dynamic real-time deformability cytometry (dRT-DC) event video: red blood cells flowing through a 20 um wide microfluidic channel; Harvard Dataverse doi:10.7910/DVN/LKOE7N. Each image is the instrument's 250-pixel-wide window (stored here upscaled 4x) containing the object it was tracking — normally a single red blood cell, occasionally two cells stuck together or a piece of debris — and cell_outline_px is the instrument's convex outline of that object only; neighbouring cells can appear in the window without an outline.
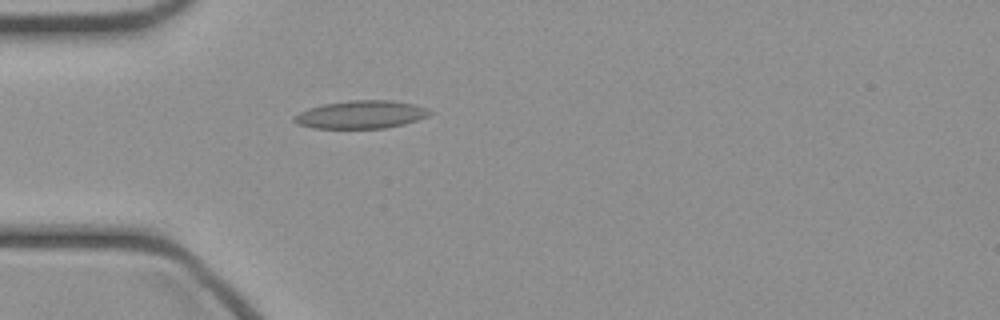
{"species": "common noctule bat (a hibernating species)", "species_latin": "Nyctalus noctula", "temperature_condition": "cold", "stored_images_in_passage": 35, "camera_frame_rate_fps": 3000, "um_per_image_px": 0.085, "animal": {"sex": "female", "body_mass_g": 21.9}, "frame": {"image": 1, "passage_image": 2, "time_ms": 0.333, "image_size_px": [1000, 320], "cell_outline_px": [[432, 112], [428, 116], [404, 124], [384, 128], [312, 128], [296, 124], [292, 120], [292, 116], [308, 108], [324, 104], [348, 100], [392, 100], [412, 104], [428, 108]], "centroid_in_image_um": [30.65, 9.74], "position_along_channel_um": 54.4, "area_um2": 22.14}}
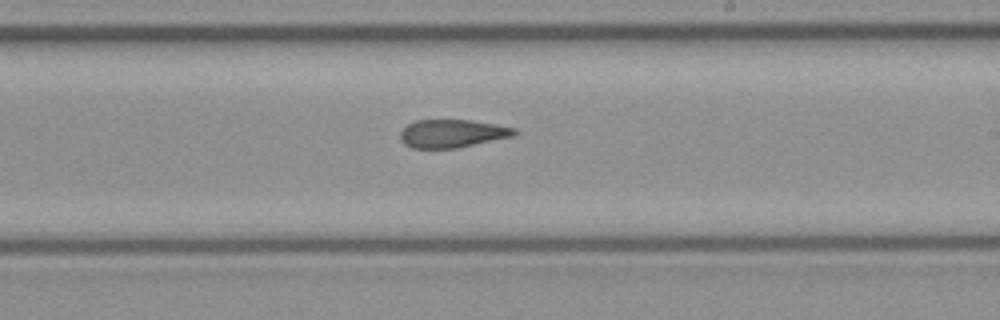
{"frame": {"image": 2, "passage_image": 16, "time_ms": 5.0, "image_size_px": [1000, 320], "cell_outline_px": [[520, 132], [516, 136], [456, 148], [412, 148], [404, 144], [400, 140], [400, 132], [408, 124], [416, 120], [472, 120], [496, 124], [516, 128]], "centroid_in_image_um": [38.49, 11.35], "position_along_channel_um": 250.5, "area_um2": 18.9}}
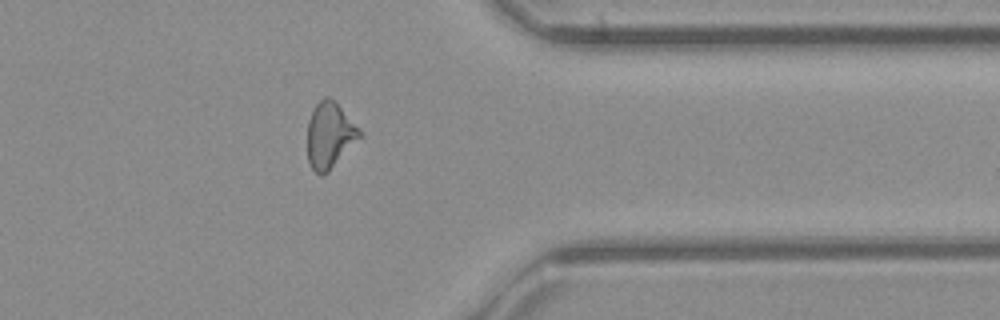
{"frame": {"image": 3, "passage_image": 26, "time_ms": 8.333, "image_size_px": [1000, 320], "cell_outline_px": [[360, 136], [328, 172], [324, 176], [320, 176], [312, 168], [308, 160], [308, 120], [316, 104], [324, 96], [328, 96], [336, 100], [360, 128]], "centroid_in_image_um": [28.01, 11.46], "position_along_channel_um": 383.4, "area_um2": 19.94}}